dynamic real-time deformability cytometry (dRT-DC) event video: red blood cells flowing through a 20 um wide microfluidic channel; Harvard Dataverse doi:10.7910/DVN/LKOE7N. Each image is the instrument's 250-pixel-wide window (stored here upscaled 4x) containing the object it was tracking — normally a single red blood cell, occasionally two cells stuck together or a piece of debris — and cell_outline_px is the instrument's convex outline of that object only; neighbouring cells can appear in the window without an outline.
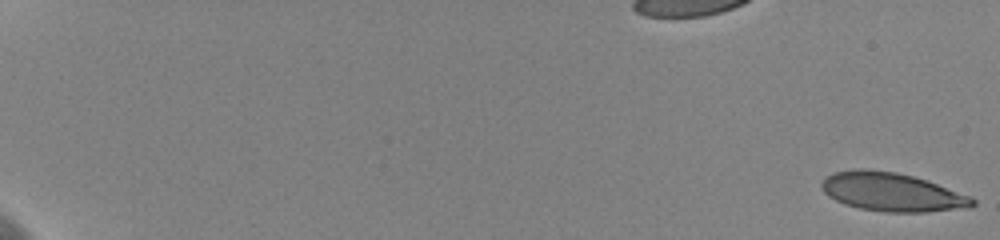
{"species": "human", "species_latin": "Homo sapiens", "temperature_condition": "cold", "stored_images_in_passage": 43, "camera_frame_rate_fps": 3000, "um_per_image_px": 0.085, "donor": {"sex": "female"}, "frame": {"image": 1, "passage_image": 1, "time_ms": 0.0, "image_size_px": [1000, 240], "cell_outline_px": [[976, 204], [972, 208], [928, 212], [888, 212], [860, 208], [844, 204], [828, 196], [824, 192], [820, 184], [832, 172], [856, 168], [864, 168], [896, 172], [928, 180], [972, 196], [976, 200]], "centroid_in_image_um": [75.87, 16.32], "position_along_channel_um": 9.1, "area_um2": 34.33}}
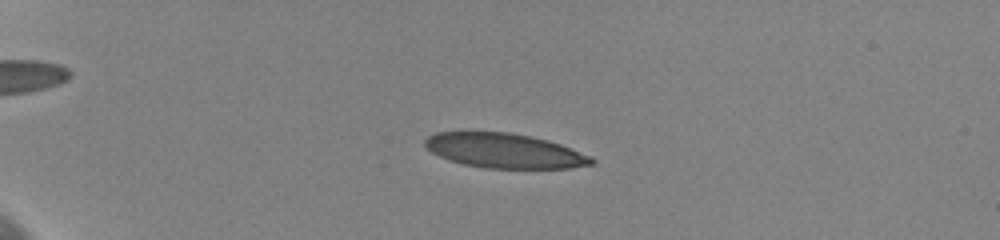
{"frame": {"image": 2, "passage_image": 16, "time_ms": 5.333, "image_size_px": [1000, 240], "cell_outline_px": [[596, 164], [568, 168], [484, 168], [464, 164], [448, 160], [432, 152], [424, 144], [424, 140], [428, 136], [436, 132], [468, 128], [508, 132], [532, 136], [548, 140], [560, 144], [592, 156], [596, 160]], "centroid_in_image_um": [42.82, 12.76], "position_along_channel_um": 42.2, "area_um2": 34.74}}